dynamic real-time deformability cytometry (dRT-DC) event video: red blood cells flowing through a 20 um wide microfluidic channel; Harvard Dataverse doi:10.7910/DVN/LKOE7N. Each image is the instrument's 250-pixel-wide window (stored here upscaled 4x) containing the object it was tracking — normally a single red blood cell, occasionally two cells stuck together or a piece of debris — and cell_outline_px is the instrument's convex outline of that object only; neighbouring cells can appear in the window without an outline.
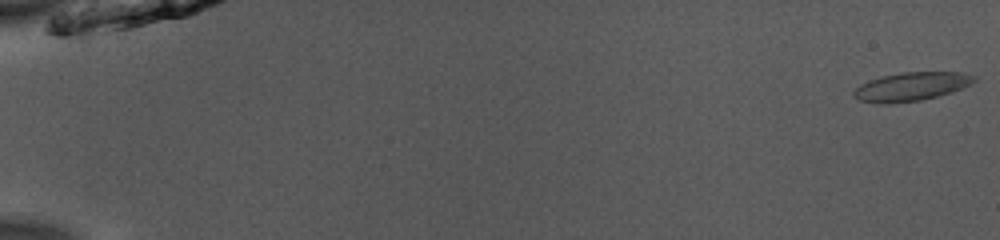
{"species": "common noctule bat (a hibernating species)", "species_latin": "Nyctalus noctula", "temperature_condition": "room temperature", "stored_images_in_passage": 52, "camera_frame_rate_fps": 3000, "um_per_image_px": 0.085, "animal": {"sex": "male", "body_mass_g": 13.0, "forearm_length_mm": 53.1}, "frame": {"image": 1, "passage_image": 1, "time_ms": 0.0, "image_size_px": [1000, 240], "cell_outline_px": [[976, 80], [964, 88], [952, 92], [920, 100], [888, 104], [880, 104], [860, 100], [852, 96], [852, 92], [860, 84], [868, 80], [884, 76], [904, 72], [960, 72], [976, 76]], "centroid_in_image_um": [77.45, 7.36], "position_along_channel_um": 7.6, "area_um2": 20.06}}
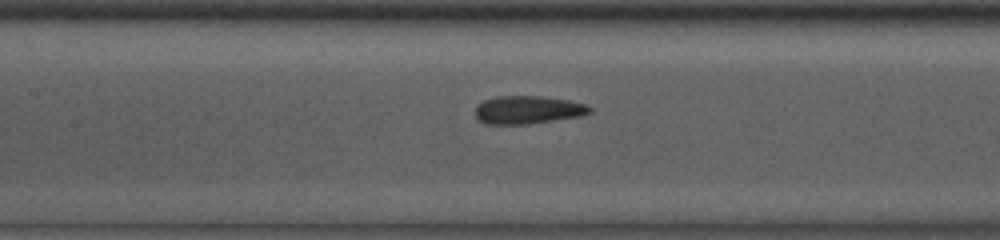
{"frame": {"image": 2, "passage_image": 26, "time_ms": 8.333, "image_size_px": [1000, 240], "cell_outline_px": [[592, 112], [580, 116], [528, 124], [484, 124], [476, 120], [476, 108], [484, 100], [496, 96], [540, 96], [568, 100], [584, 104], [592, 108]], "centroid_in_image_um": [44.84, 9.34], "position_along_channel_um": 162.6, "area_um2": 18.67}}
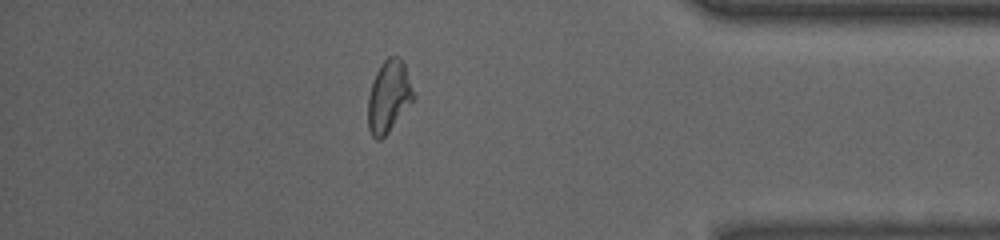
{"frame": {"image": 3, "passage_image": 46, "time_ms": 15.0, "image_size_px": [1000, 240], "cell_outline_px": [[416, 96], [388, 132], [380, 140], [376, 140], [372, 136], [368, 128], [368, 96], [372, 80], [380, 64], [388, 56], [400, 56], [404, 64]], "centroid_in_image_um": [33.03, 8.17], "position_along_channel_um": 402.2, "area_um2": 19.07}, "authors_computed_cell_mechanics": {"area_um2": 19.0162, "velocity_mm_per_s": 3.9576, "shape_relaxation_time_tau1_ms": null, "shape_relaxation_time_tau2_ms": 1.604, "deformation_change_tau1": null, "deformation_change_tau2": 0.0832}}